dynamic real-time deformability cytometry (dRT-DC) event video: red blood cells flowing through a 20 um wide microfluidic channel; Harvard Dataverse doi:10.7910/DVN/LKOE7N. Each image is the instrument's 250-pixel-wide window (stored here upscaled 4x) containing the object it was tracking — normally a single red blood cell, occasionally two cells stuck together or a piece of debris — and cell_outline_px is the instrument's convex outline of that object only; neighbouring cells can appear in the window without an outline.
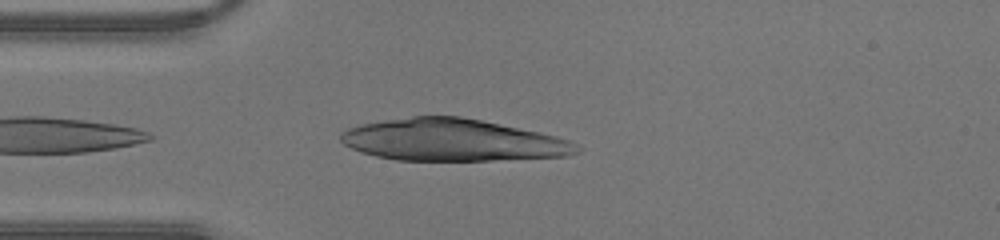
{"species": "human", "species_latin": "Homo sapiens", "temperature_condition": "warm", "stored_images_in_passage": 5, "camera_frame_rate_fps": 3000, "um_per_image_px": 0.085, "donor": {"sex": "male"}, "frame": {"image": 1, "passage_image": 1, "time_ms": 0.0, "image_size_px": [1000, 240], "cell_outline_px": [[584, 148], [580, 152], [568, 156], [492, 160], [396, 160], [376, 156], [360, 152], [344, 144], [340, 140], [340, 132], [348, 128], [360, 124], [412, 116], [460, 116], [480, 120], [556, 136], [568, 140]], "centroid_in_image_um": [38.46, 11.91], "position_along_channel_um": 46.5, "area_um2": 57.57}}
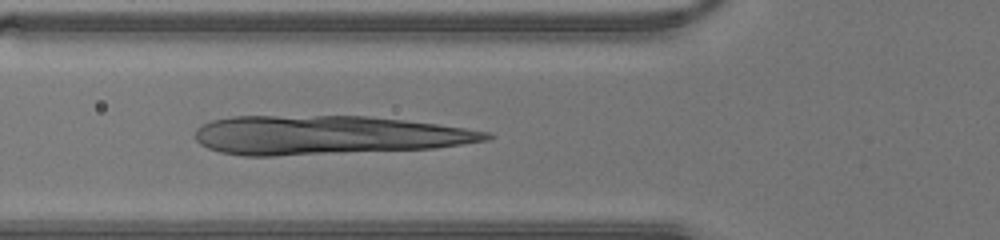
{"frame": {"image": 2, "passage_image": 5, "time_ms": 1.333, "image_size_px": [1000, 240], "cell_outline_px": [[496, 136], [488, 140], [436, 148], [276, 156], [244, 156], [220, 152], [208, 148], [200, 144], [196, 140], [196, 128], [200, 124], [212, 120], [232, 116], [368, 116], [404, 120], [436, 124], [464, 128], [488, 132]], "centroid_in_image_um": [27.79, 11.49], "position_along_channel_um": 98.0, "area_um2": 66.18}}